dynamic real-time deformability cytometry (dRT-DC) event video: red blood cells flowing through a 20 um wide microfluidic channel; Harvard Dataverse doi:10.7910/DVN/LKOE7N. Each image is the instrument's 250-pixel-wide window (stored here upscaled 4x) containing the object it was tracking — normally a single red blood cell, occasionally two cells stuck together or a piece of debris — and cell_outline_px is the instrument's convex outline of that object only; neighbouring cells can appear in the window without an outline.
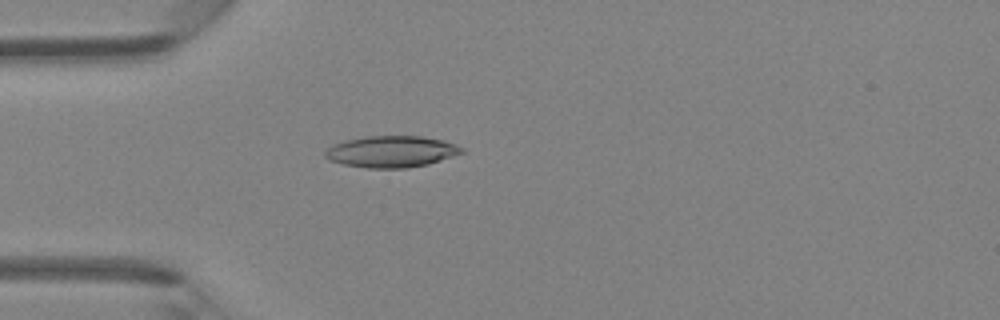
{"species": "Egyptian fruit bat (a non-hibernating species)", "species_latin": "Rousettus aegyptiacus", "temperature_condition": "room temperature", "stored_images_in_passage": 45, "camera_frame_rate_fps": 3000, "um_per_image_px": 0.085, "animal": {"sex": "female"}, "frame": {"image": 1, "passage_image": 13, "time_ms": 4.0, "image_size_px": [1000, 320], "cell_outline_px": [[464, 152], [428, 164], [408, 168], [368, 168], [344, 164], [328, 160], [324, 156], [324, 152], [332, 144], [344, 140], [364, 136], [420, 136], [444, 140], [456, 144], [464, 148]], "centroid_in_image_um": [33.25, 12.88], "position_along_channel_um": 51.8, "area_um2": 25.2}}
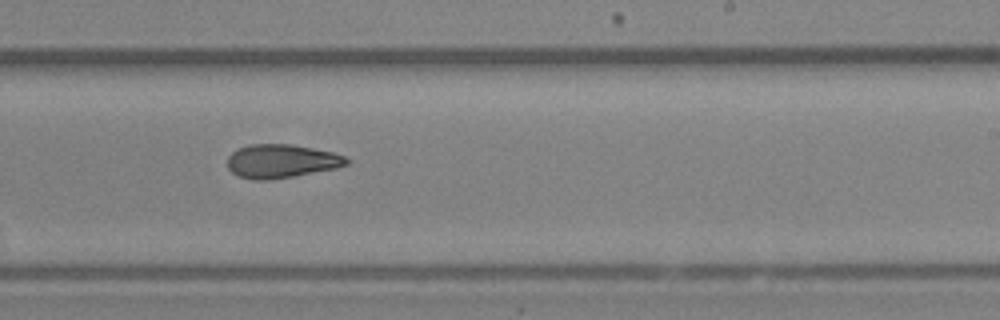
{"frame": {"image": 2, "passage_image": 28, "time_ms": 9.0, "image_size_px": [1000, 320], "cell_outline_px": [[352, 160], [348, 164], [336, 168], [292, 176], [268, 180], [256, 180], [240, 176], [232, 172], [228, 168], [228, 156], [232, 152], [248, 144], [292, 144], [332, 152], [344, 156]], "centroid_in_image_um": [23.93, 13.69], "position_along_channel_um": 265.1, "area_um2": 23.18}}
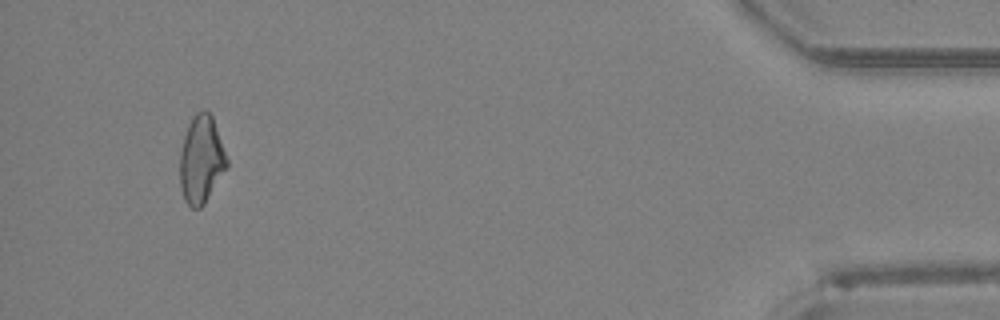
{"frame": {"image": 3, "passage_image": 43, "time_ms": 14.0, "image_size_px": [1000, 320], "cell_outline_px": [[228, 164], [204, 204], [200, 208], [192, 208], [184, 200], [180, 188], [180, 152], [184, 136], [188, 124], [192, 116], [196, 112], [204, 108], [212, 116], [228, 160]], "centroid_in_image_um": [17.08, 13.54], "position_along_channel_um": 418.1, "area_um2": 23.81}}